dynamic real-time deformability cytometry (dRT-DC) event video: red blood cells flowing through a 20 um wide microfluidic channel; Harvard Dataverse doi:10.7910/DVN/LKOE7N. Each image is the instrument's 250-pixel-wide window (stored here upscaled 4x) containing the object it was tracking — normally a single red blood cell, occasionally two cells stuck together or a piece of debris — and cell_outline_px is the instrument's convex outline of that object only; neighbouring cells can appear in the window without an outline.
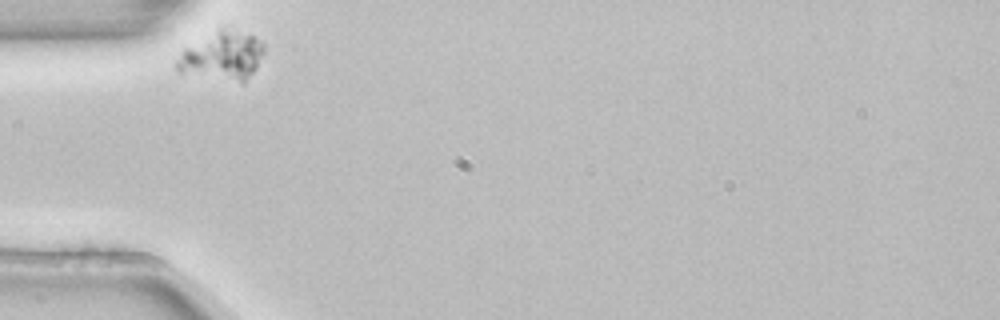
{"species": "common noctule bat (a hibernating species)", "species_latin": "Nyctalus noctula", "temperature_condition": "room temperature", "stored_images_in_passage": 2, "camera_frame_rate_fps": 3000, "um_per_image_px": 0.085, "animal": {"sex": "female", "body_mass_g": 22.7, "forearm_length_mm": 54.2}, "frame": {"image": 1, "passage_image": 1, "time_ms": 0.0, "image_size_px": [1000, 320], "cell_outline_px": [[264, 52], [256, 68], [244, 84], [180, 72], [176, 68], [176, 60], [184, 48], [220, 28], [224, 28], [256, 36], [264, 44]], "centroid_in_image_um": [18.91, 4.77], "position_along_channel_um": 66.1, "area_um2": 24.62}}